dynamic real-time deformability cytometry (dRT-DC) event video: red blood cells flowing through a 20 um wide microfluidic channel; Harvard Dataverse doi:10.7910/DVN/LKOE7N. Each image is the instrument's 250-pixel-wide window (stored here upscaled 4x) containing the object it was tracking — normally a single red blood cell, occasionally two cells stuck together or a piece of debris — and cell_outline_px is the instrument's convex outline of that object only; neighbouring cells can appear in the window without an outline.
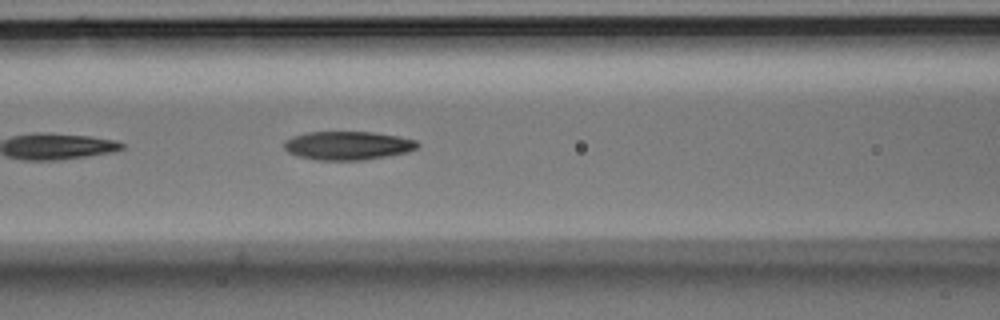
{"species": "Egyptian fruit bat (a non-hibernating species)", "species_latin": "Rousettus aegyptiacus", "temperature_condition": "room temperature", "stored_images_in_passage": 6, "camera_frame_rate_fps": 3000, "um_per_image_px": 0.085, "animal": {"sex": "male"}, "frame": {"image": 1, "passage_image": 6, "time_ms": 1.667, "image_size_px": [1000, 320], "cell_outline_px": [[420, 144], [416, 148], [408, 152], [364, 160], [316, 160], [300, 156], [288, 152], [284, 148], [284, 140], [292, 136], [308, 132], [372, 132], [396, 136], [416, 140]], "centroid_in_image_um": [29.54, 12.37], "position_along_channel_um": 137.1, "area_um2": 22.14}}